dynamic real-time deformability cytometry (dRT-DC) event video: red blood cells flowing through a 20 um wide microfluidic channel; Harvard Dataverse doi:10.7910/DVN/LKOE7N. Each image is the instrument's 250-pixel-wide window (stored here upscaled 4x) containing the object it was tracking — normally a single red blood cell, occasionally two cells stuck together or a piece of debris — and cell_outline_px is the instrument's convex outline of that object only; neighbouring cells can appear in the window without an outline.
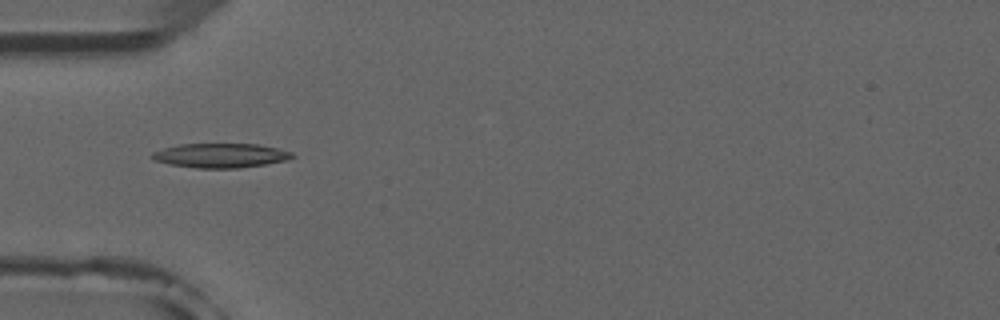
{"species": "common noctule bat (a hibernating species)", "species_latin": "Nyctalus noctula", "temperature_condition": "room temperature", "stored_images_in_passage": 2, "camera_frame_rate_fps": 3000, "um_per_image_px": 0.085, "animal": {"sex": "male", "forearm_length_mm": 52.5}, "frame": {"image": 1, "passage_image": 2, "time_ms": 1.0, "image_size_px": [1000, 320], "cell_outline_px": [[296, 156], [288, 160], [264, 164], [236, 168], [196, 168], [172, 164], [156, 160], [152, 156], [152, 152], [164, 148], [180, 144], [260, 144], [292, 152]], "centroid_in_image_um": [18.8, 13.21], "position_along_channel_um": 66.2, "area_um2": 19.65}}